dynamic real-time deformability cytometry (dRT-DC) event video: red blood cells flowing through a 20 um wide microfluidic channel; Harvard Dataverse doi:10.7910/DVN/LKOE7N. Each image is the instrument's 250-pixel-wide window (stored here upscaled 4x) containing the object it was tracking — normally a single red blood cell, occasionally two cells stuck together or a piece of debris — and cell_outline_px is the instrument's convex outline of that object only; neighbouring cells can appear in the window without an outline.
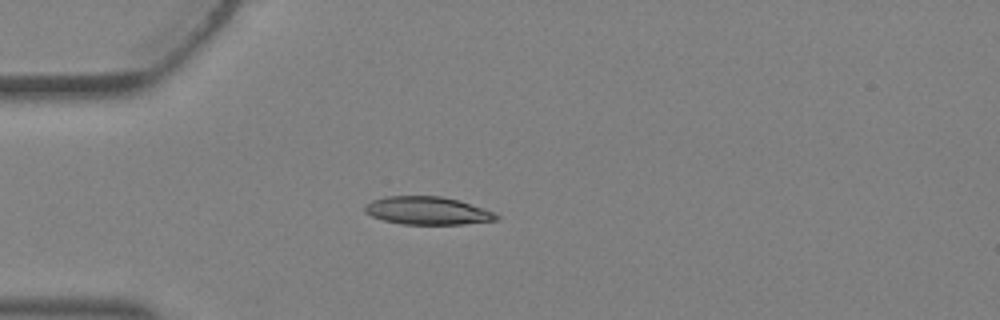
{"species": "Egyptian fruit bat (a non-hibernating species)", "species_latin": "Rousettus aegyptiacus", "temperature_condition": "warm", "stored_images_in_passage": 2, "camera_frame_rate_fps": 3000, "um_per_image_px": 0.085, "animal": {"sex": "female"}, "frame": {"image": 1, "passage_image": 2, "time_ms": 0.333, "image_size_px": [1000, 320], "cell_outline_px": [[500, 220], [464, 224], [404, 224], [384, 220], [372, 216], [364, 212], [364, 204], [372, 200], [384, 196], [440, 196], [460, 200], [492, 212], [500, 216]], "centroid_in_image_um": [36.32, 17.9], "position_along_channel_um": 48.7, "area_um2": 21.44}}